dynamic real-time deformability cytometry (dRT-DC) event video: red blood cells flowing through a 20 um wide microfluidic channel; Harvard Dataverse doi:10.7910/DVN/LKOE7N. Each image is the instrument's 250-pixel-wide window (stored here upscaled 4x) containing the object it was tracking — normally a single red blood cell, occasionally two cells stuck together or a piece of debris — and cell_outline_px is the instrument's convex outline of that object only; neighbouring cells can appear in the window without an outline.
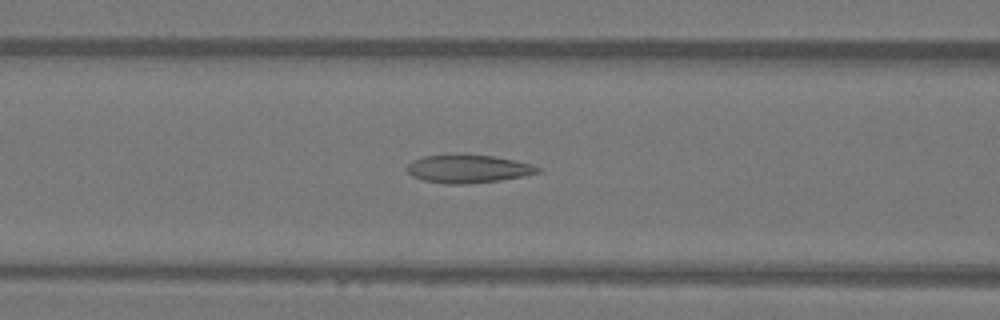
{"species": "Egyptian fruit bat (a non-hibernating species)", "species_latin": "Rousettus aegyptiacus", "temperature_condition": "warm", "stored_images_in_passage": 38, "camera_frame_rate_fps": 3000, "um_per_image_px": 0.085, "animal": {"sex": "female"}, "frame": {"image": 1, "passage_image": 9, "time_ms": 2.667, "image_size_px": [1000, 320], "cell_outline_px": [[544, 168], [540, 172], [500, 180], [468, 184], [444, 184], [424, 180], [412, 176], [404, 168], [412, 160], [424, 156], [460, 152], [492, 156], [516, 160], [532, 164]], "centroid_in_image_um": [39.76, 14.32], "position_along_channel_um": 126.8, "area_um2": 22.08}}
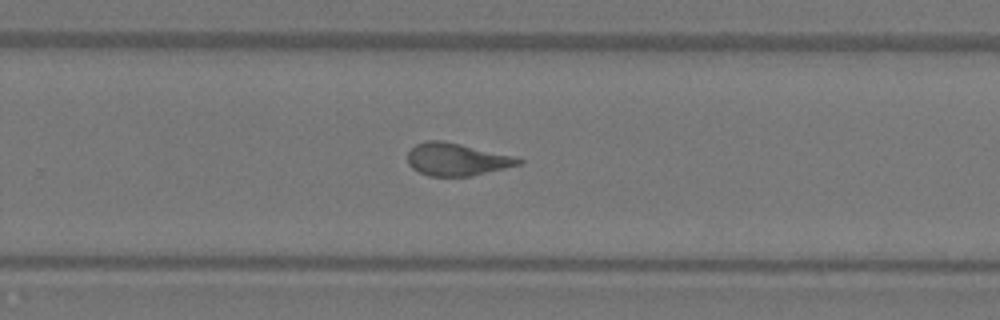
{"frame": {"image": 2, "passage_image": 21, "time_ms": 6.667, "image_size_px": [1000, 320], "cell_outline_px": [[524, 160], [520, 164], [504, 168], [468, 176], [428, 176], [412, 168], [408, 164], [408, 152], [416, 144], [428, 140], [444, 140], [512, 156]], "centroid_in_image_um": [38.77, 13.54], "position_along_channel_um": 291.0, "area_um2": 20.69}}
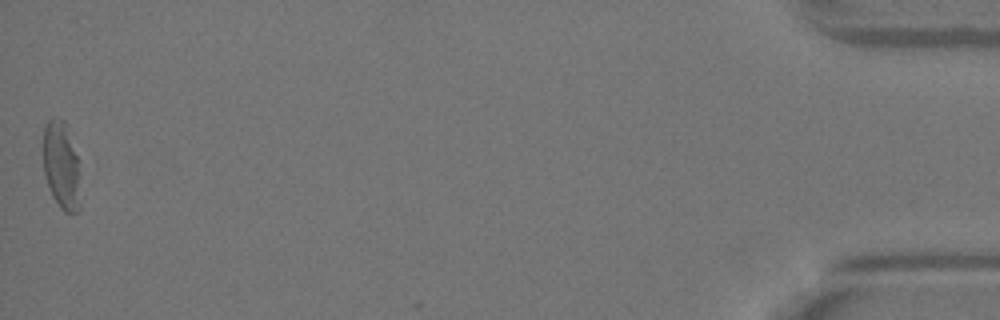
{"frame": {"image": 3, "passage_image": 38, "time_ms": 12.333, "image_size_px": [1000, 320], "cell_outline_px": [[80, 208], [76, 212], [64, 212], [60, 208], [52, 196], [44, 172], [44, 128], [48, 120], [52, 116], [60, 116], [64, 120], [80, 160]], "centroid_in_image_um": [5.26, 14.04], "position_along_channel_um": 429.9, "area_um2": 19.54}, "authors_computed_cell_mechanics": {"area_um2": 21.097, "velocity_mm_per_s": 4.113, "shape_relaxation_time_tau1_ms": null, "shape_relaxation_time_tau2_ms": 1.6398, "deformation_change_tau1": null, "deformation_change_tau2": 0.1037}}